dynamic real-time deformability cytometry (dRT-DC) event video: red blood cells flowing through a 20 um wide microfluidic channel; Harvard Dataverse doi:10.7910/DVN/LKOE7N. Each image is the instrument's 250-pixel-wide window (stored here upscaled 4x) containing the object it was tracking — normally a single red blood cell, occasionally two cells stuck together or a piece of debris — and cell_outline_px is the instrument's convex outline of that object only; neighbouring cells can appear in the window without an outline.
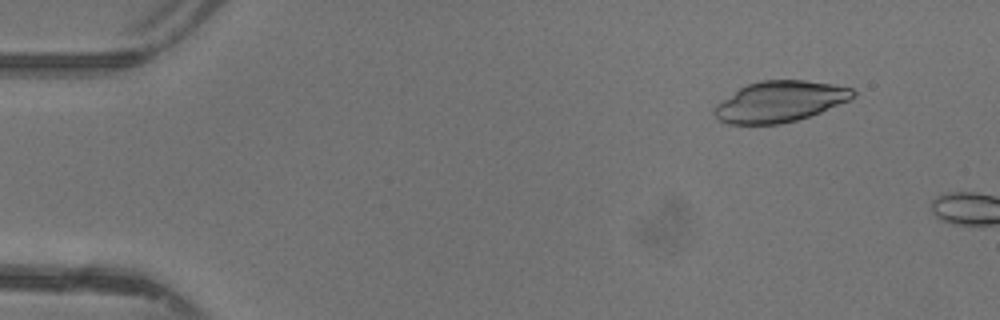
{"species": "common noctule bat (a hibernating species)", "species_latin": "Nyctalus noctula", "temperature_condition": "warm", "stored_images_in_passage": 6, "camera_frame_rate_fps": 3000, "um_per_image_px": 0.085, "animal": {"sex": "female"}, "frame": {"image": 1, "passage_image": 3, "time_ms": 0.667, "image_size_px": [1000, 320], "cell_outline_px": [[856, 96], [848, 100], [820, 112], [796, 120], [780, 124], [728, 124], [716, 120], [712, 112], [716, 104], [740, 88], [748, 84], [760, 80], [804, 80], [832, 84], [852, 88], [856, 92]], "centroid_in_image_um": [66.25, 8.64], "position_along_channel_um": 18.7, "area_um2": 32.95}}